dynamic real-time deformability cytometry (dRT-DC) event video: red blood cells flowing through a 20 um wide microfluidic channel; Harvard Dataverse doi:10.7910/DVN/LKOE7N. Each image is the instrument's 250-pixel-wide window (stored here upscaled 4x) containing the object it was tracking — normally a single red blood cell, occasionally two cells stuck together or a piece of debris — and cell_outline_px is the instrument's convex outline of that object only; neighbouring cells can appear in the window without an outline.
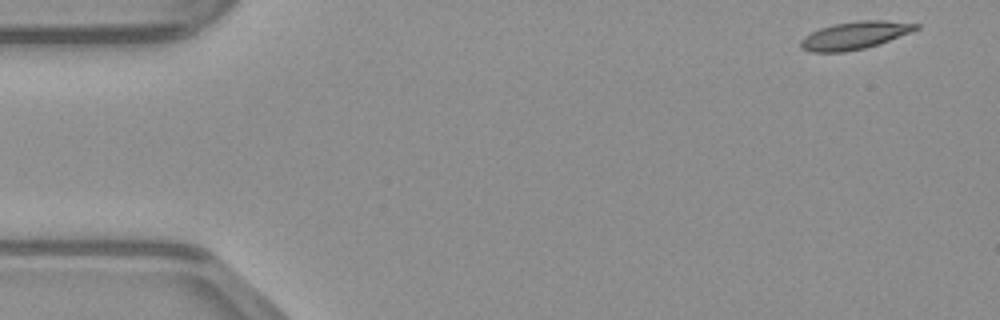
{"species": "common noctule bat (a hibernating species)", "species_latin": "Nyctalus noctula", "temperature_condition": "warm", "stored_images_in_passage": 10, "camera_frame_rate_fps": 3000, "um_per_image_px": 0.085, "animal": {"sex": "male", "body_mass_g": 23.1, "forearm_length_mm": 52.7}, "frame": {"image": 1, "passage_image": 1, "time_ms": 0.0, "image_size_px": [1000, 320], "cell_outline_px": [[920, 28], [888, 40], [864, 48], [844, 52], [812, 52], [800, 48], [800, 40], [804, 36], [820, 28], [832, 24], [860, 20], [884, 20], [920, 24]], "centroid_in_image_um": [72.61, 3.0], "position_along_channel_um": 12.4, "area_um2": 18.38}}